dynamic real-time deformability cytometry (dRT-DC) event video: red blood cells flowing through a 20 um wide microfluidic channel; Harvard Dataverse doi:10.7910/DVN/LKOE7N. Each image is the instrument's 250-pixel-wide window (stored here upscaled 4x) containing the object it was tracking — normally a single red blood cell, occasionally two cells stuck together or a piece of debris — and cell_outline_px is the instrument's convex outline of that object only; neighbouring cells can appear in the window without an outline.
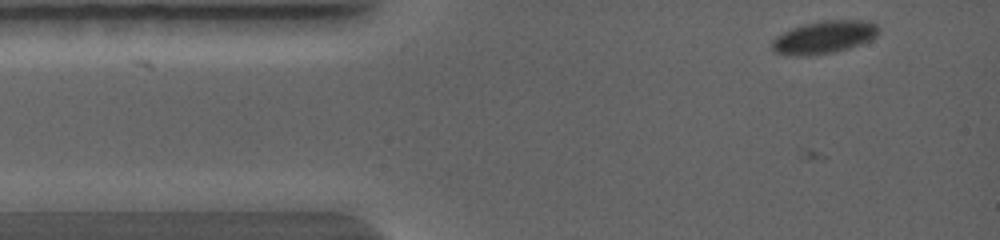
{"species": "common noctule bat (a hibernating species)", "species_latin": "Nyctalus noctula", "temperature_condition": "warm", "stored_images_in_passage": 31, "camera_frame_rate_fps": 5000, "um_per_image_px": 0.085, "animal": {"sex": "female", "body_mass_g": 19.0, "forearm_length_mm": 56.7}, "frame": {"image": 1, "passage_image": 1, "time_ms": 0.0, "image_size_px": [1000, 240], "cell_outline_px": [[876, 36], [860, 44], [848, 48], [832, 52], [808, 56], [784, 56], [772, 52], [772, 40], [776, 36], [792, 28], [804, 24], [824, 20], [868, 20], [876, 24]], "centroid_in_image_um": [69.97, 3.18], "position_along_channel_um": 15.0, "area_um2": 20.29}}
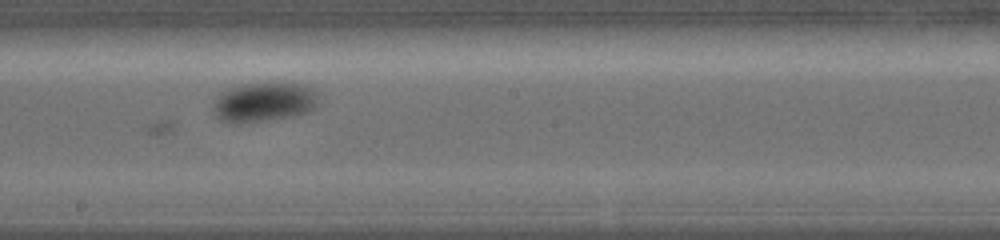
{"frame": {"image": 2, "passage_image": 17, "time_ms": 5.0, "image_size_px": [1000, 240], "cell_outline_px": [[320, 104], [316, 108], [308, 112], [288, 116], [244, 120], [224, 120], [212, 108], [216, 96], [220, 92], [228, 88], [244, 84], [296, 84], [312, 88], [320, 96]], "centroid_in_image_um": [22.52, 8.61], "position_along_channel_um": 225.7, "area_um2": 23.0}}
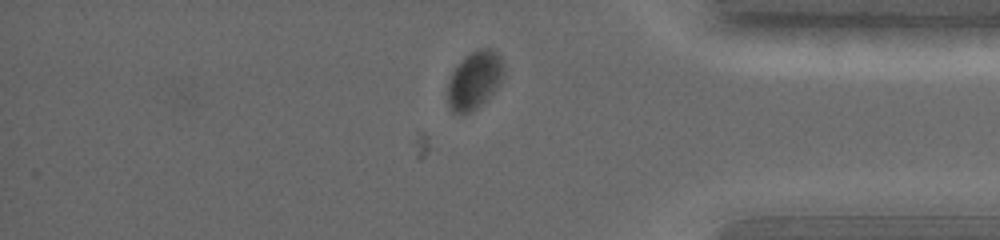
{"frame": {"image": 3, "passage_image": 28, "time_ms": 8.4, "image_size_px": [1000, 240], "cell_outline_px": [[504, 80], [484, 100], [472, 108], [464, 112], [452, 112], [448, 104], [448, 80], [456, 64], [464, 56], [480, 48], [488, 48], [496, 52], [500, 56], [504, 64]], "centroid_in_image_um": [40.34, 6.73], "position_along_channel_um": 394.9, "area_um2": 18.61}}